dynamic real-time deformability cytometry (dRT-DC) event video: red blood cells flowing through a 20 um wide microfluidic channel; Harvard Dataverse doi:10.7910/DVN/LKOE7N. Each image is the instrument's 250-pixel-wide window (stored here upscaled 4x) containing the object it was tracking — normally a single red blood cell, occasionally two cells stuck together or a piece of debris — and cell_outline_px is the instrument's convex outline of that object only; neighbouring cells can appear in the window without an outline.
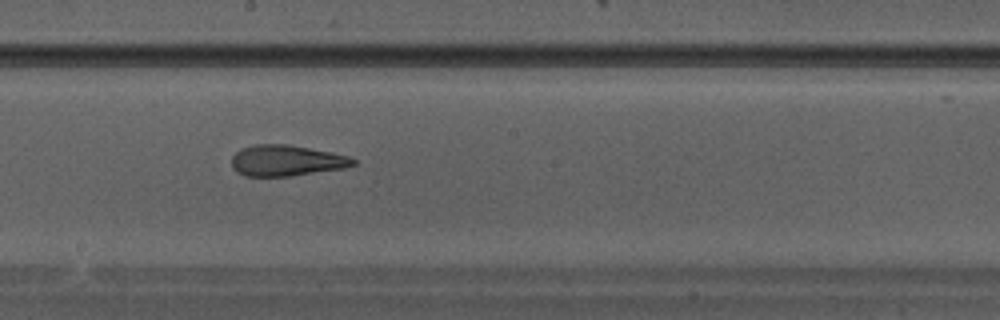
{"species": "Egyptian fruit bat (a non-hibernating species)", "species_latin": "Rousettus aegyptiacus", "temperature_condition": "warm", "stored_images_in_passage": 35, "camera_frame_rate_fps": 3000, "um_per_image_px": 0.085, "animal": {"sex": "male"}, "frame": {"image": 1, "passage_image": 20, "time_ms": 6.333, "image_size_px": [1000, 320], "cell_outline_px": [[356, 164], [344, 168], [288, 176], [244, 176], [236, 172], [232, 168], [232, 156], [240, 148], [256, 144], [288, 144], [332, 152], [348, 156], [356, 160]], "centroid_in_image_um": [24.31, 13.64], "position_along_channel_um": 223.9, "area_um2": 21.96}}